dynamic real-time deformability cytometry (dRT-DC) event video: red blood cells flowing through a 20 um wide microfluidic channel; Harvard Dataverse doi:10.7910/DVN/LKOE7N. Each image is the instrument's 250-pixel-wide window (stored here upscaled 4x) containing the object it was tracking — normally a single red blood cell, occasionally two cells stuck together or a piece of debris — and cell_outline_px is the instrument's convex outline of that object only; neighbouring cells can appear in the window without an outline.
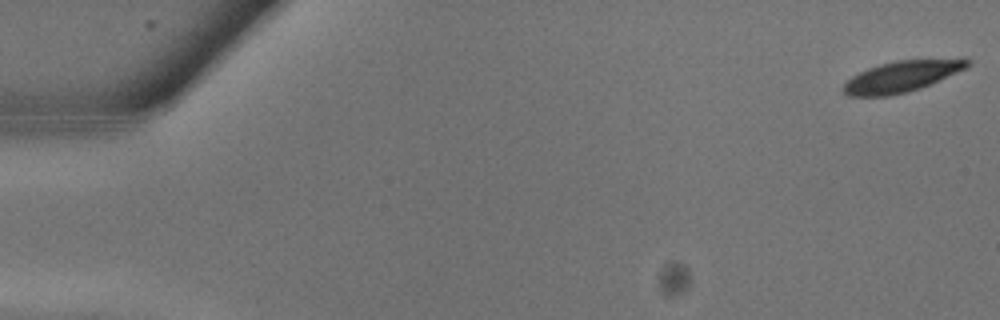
{"species": "common noctule bat (a hibernating species)", "species_latin": "Nyctalus noctula", "temperature_condition": "warm", "stored_images_in_passage": 17, "camera_frame_rate_fps": 3000, "um_per_image_px": 0.085, "animal": {"sex": "male", "body_mass_g": 13.3}, "frame": {"image": 1, "passage_image": 1, "time_ms": 0.0, "image_size_px": [1000, 320], "cell_outline_px": [[972, 64], [968, 68], [920, 88], [908, 92], [888, 96], [848, 96], [844, 92], [844, 84], [852, 76], [868, 68], [880, 64], [896, 60], [964, 56], [972, 60]], "centroid_in_image_um": [76.8, 6.44], "position_along_channel_um": 8.2, "area_um2": 23.12}}
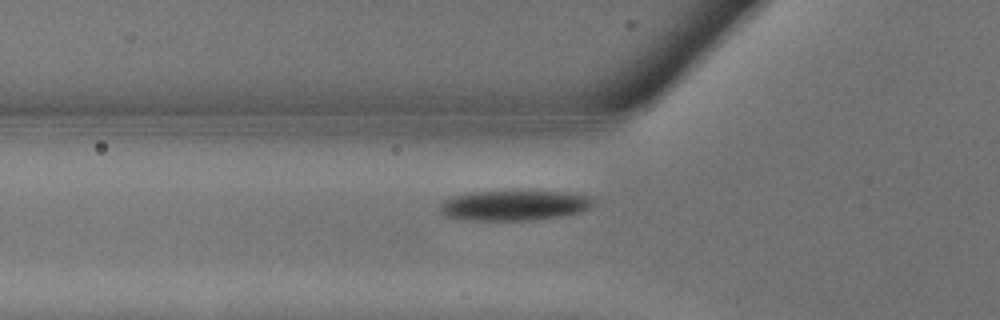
{"frame": {"image": 2, "passage_image": 10, "time_ms": 3.0, "image_size_px": [1000, 320], "cell_outline_px": [[596, 204], [584, 212], [536, 220], [468, 220], [444, 216], [440, 212], [440, 204], [444, 200], [468, 192], [512, 188], [532, 188], [572, 192], [592, 196]], "centroid_in_image_um": [43.81, 17.39], "position_along_channel_um": 82.0, "area_um2": 28.9}}
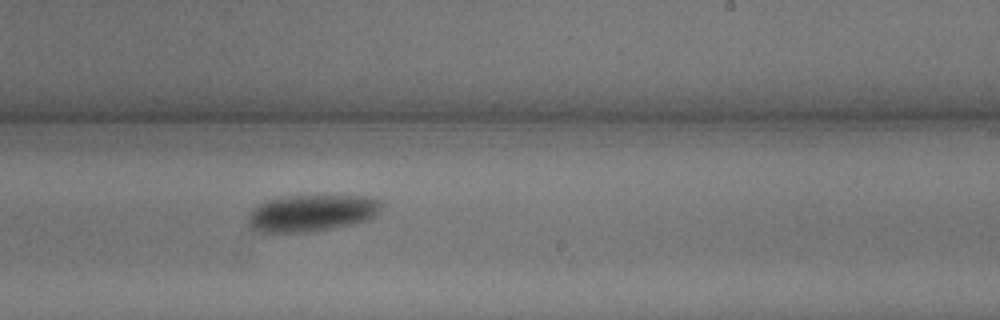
{"frame": {"image": 3, "passage_image": 17, "time_ms": 5.333, "image_size_px": [1000, 320], "cell_outline_px": [[384, 204], [380, 212], [376, 216], [368, 220], [352, 224], [312, 232], [260, 232], [252, 228], [248, 224], [248, 216], [252, 208], [264, 200], [280, 196], [368, 196], [380, 200]], "centroid_in_image_um": [26.5, 18.1], "position_along_channel_um": 262.5, "area_um2": 29.02}}